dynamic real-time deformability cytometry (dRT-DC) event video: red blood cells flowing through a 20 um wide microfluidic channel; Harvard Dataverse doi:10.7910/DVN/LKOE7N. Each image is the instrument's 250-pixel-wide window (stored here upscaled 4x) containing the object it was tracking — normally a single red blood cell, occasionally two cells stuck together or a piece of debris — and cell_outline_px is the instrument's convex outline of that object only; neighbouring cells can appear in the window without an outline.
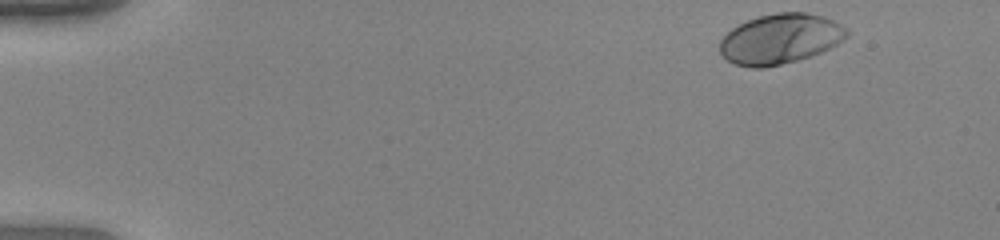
{"species": "human", "species_latin": "Homo sapiens", "temperature_condition": "warm", "stored_images_in_passage": 47, "camera_frame_rate_fps": 3000, "um_per_image_px": 0.085, "donor": {"sex": "female"}, "frame": {"image": 1, "passage_image": 1, "time_ms": 0.0, "image_size_px": [1000, 240], "cell_outline_px": [[852, 32], [848, 36], [836, 44], [820, 52], [796, 60], [764, 68], [752, 68], [732, 64], [720, 52], [720, 40], [732, 28], [748, 20], [760, 16], [776, 12], [804, 12], [824, 16], [848, 28]], "centroid_in_image_um": [66.33, 3.3], "position_along_channel_um": 18.7, "area_um2": 36.93}}
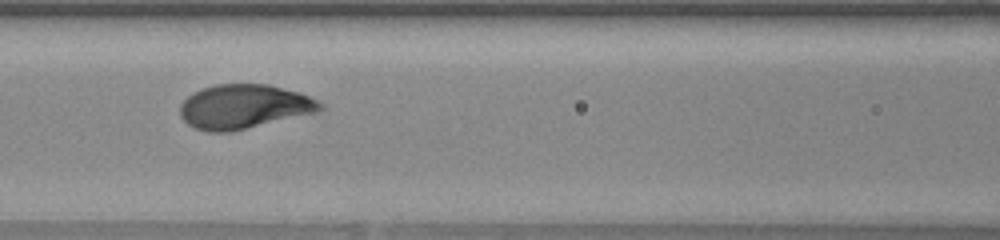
{"frame": {"image": 2, "passage_image": 20, "time_ms": 6.333, "image_size_px": [1000, 240], "cell_outline_px": [[324, 108], [320, 112], [232, 132], [208, 132], [196, 128], [188, 124], [180, 116], [180, 104], [192, 92], [200, 88], [216, 84], [268, 84], [300, 92], [324, 104]], "centroid_in_image_um": [20.76, 9.07], "position_along_channel_um": 145.8, "area_um2": 36.59}}
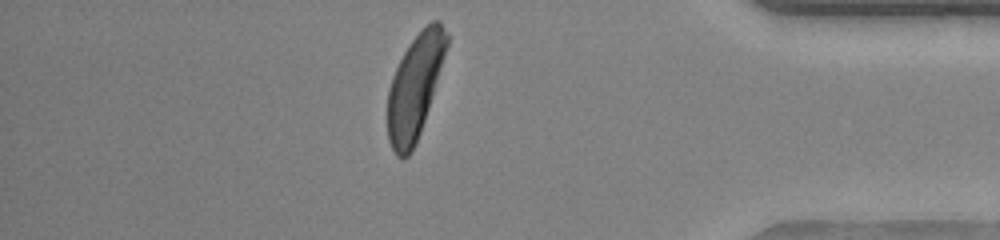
{"frame": {"image": 3, "passage_image": 41, "time_ms": 13.333, "image_size_px": [1000, 240], "cell_outline_px": [[448, 44], [432, 96], [416, 144], [412, 152], [404, 160], [396, 156], [388, 140], [388, 88], [392, 76], [404, 52], [412, 40], [432, 20], [440, 20], [448, 32]], "centroid_in_image_um": [35.26, 7.39], "position_along_channel_um": 399.9, "area_um2": 35.37}, "authors_computed_cell_mechanics": {"area_um2": 36.1828, "velocity_mm_per_s": 4.0163, "shape_relaxation_time_tau1_ms": 2.0633, "shape_relaxation_time_tau2_ms": null, "deformation_change_tau1": 0.1832, "deformation_change_tau2": null}}